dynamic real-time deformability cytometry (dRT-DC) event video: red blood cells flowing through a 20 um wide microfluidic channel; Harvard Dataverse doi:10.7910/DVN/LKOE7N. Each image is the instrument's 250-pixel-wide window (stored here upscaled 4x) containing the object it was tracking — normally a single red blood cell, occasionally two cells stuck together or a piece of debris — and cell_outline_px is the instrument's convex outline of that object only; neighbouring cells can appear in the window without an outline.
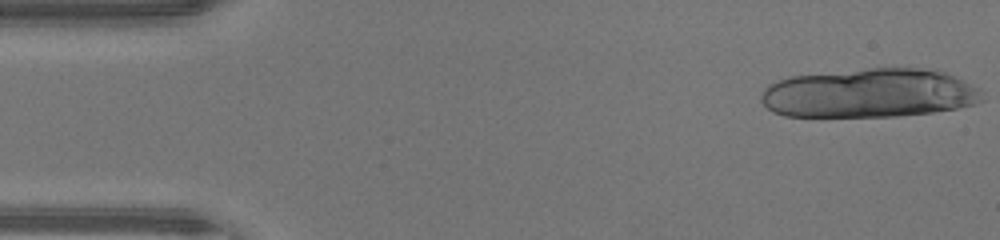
{"species": "human", "species_latin": "Homo sapiens", "temperature_condition": "warm", "stored_images_in_passage": 13, "camera_frame_rate_fps": 3000, "um_per_image_px": 0.085, "donor": {"sex": "male"}, "frame": {"image": 1, "passage_image": 1, "time_ms": 0.0, "image_size_px": [1000, 240], "cell_outline_px": [[984, 100], [972, 104], [956, 108], [932, 112], [896, 116], [784, 116], [772, 112], [760, 100], [760, 92], [768, 84], [776, 80], [788, 76], [868, 68], [920, 68], [944, 72], [964, 80], [980, 88]], "centroid_in_image_um": [73.85, 7.91], "position_along_channel_um": 11.1, "area_um2": 63.46}}